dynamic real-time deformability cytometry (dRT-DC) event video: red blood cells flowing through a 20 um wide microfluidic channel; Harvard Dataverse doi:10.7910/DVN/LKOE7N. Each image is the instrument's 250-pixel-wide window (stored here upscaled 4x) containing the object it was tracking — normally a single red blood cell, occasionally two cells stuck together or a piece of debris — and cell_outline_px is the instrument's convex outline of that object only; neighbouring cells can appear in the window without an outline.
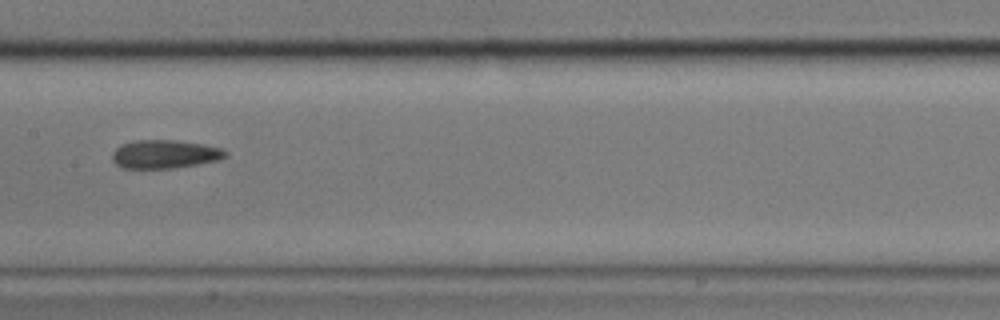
{"species": "common noctule bat (a hibernating species)", "species_latin": "Nyctalus noctula", "temperature_condition": "cold", "stored_images_in_passage": 13, "camera_frame_rate_fps": 3000, "um_per_image_px": 0.085, "animal": {"sex": "male", "body_mass_g": 17.9}, "frame": {"image": 1, "passage_image": 6, "time_ms": 6.0, "image_size_px": [1000, 320], "cell_outline_px": [[228, 156], [216, 160], [176, 168], [124, 168], [116, 164], [112, 160], [112, 152], [120, 144], [136, 140], [176, 140], [204, 144], [224, 148], [228, 152]], "centroid_in_image_um": [14.01, 13.09], "position_along_channel_um": 193.4, "area_um2": 18.9}}
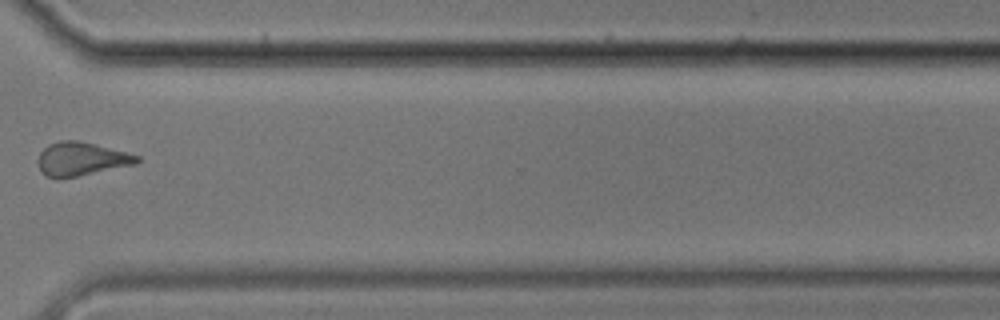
{"frame": {"image": 2, "passage_image": 10, "time_ms": 11.0, "image_size_px": [1000, 320], "cell_outline_px": [[140, 160], [136, 164], [56, 180], [44, 176], [40, 172], [40, 152], [48, 144], [60, 140], [76, 140], [96, 144], [140, 156]], "centroid_in_image_um": [6.89, 13.52], "position_along_channel_um": 363.7, "area_um2": 19.31}}
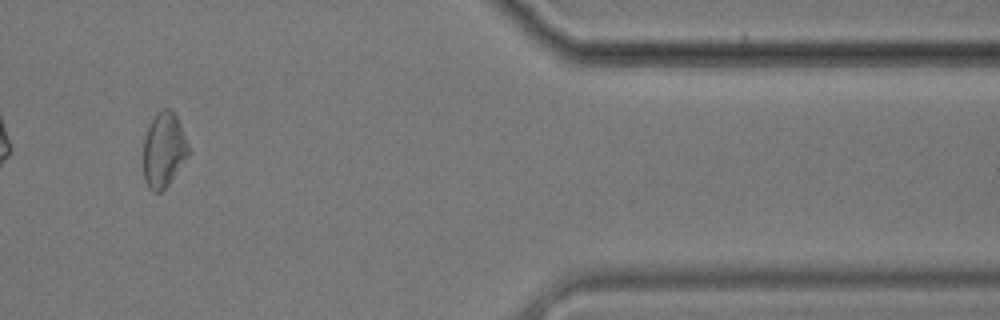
{"frame": {"image": 3, "passage_image": 11, "time_ms": 13.0, "image_size_px": [1000, 320], "cell_outline_px": [[192, 152], [168, 184], [160, 192], [152, 192], [148, 188], [144, 180], [144, 136], [148, 124], [156, 112], [164, 108], [168, 108], [176, 116], [180, 124]], "centroid_in_image_um": [13.92, 12.74], "position_along_channel_um": 397.5, "area_um2": 19.94}, "authors_computed_cell_mechanics": {"area_um2": 19.3052, "velocity_mm_per_s": 3.4003, "shape_relaxation_time_tau1_ms": null, "shape_relaxation_time_tau2_ms": 3.9005, "deformation_change_tau1": null, "deformation_change_tau2": 0.1166}}